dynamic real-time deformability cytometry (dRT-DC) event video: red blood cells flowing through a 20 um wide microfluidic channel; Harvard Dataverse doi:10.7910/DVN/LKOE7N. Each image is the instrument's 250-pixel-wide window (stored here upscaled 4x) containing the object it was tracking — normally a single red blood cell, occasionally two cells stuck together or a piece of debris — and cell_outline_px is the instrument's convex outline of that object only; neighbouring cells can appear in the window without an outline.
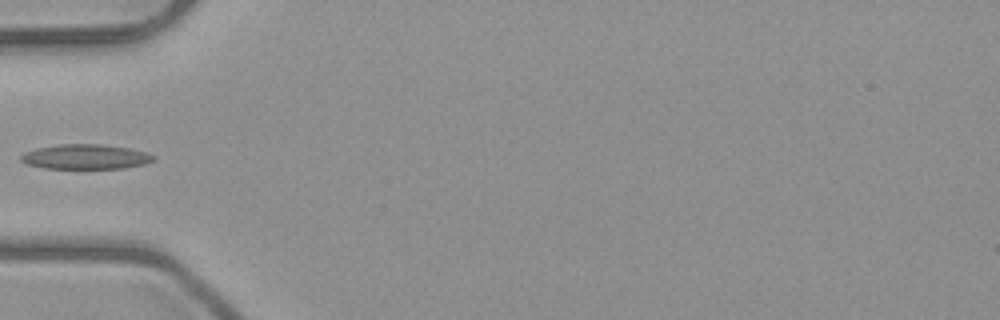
{"species": "common noctule bat (a hibernating species)", "species_latin": "Nyctalus noctula", "temperature_condition": "room temperature", "stored_images_in_passage": 4, "camera_frame_rate_fps": 3000, "um_per_image_px": 0.085, "animal": {"sex": "male", "body_mass_g": 23.1, "forearm_length_mm": 52.7}, "frame": {"image": 1, "passage_image": 2, "time_ms": 1.333, "image_size_px": [1000, 320], "cell_outline_px": [[156, 160], [144, 164], [124, 168], [44, 168], [24, 164], [20, 160], [20, 156], [24, 152], [36, 148], [60, 144], [100, 144], [132, 148], [156, 156]], "centroid_in_image_um": [7.26, 13.32], "position_along_channel_um": 77.7, "area_um2": 19.31}}
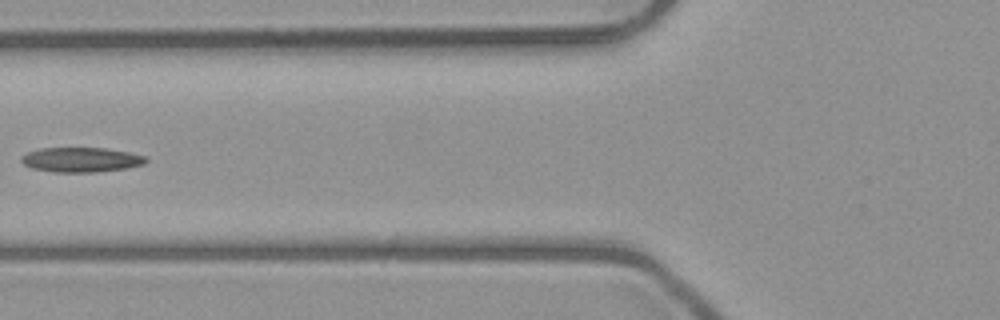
{"frame": {"image": 2, "passage_image": 3, "time_ms": 2.333, "image_size_px": [1000, 320], "cell_outline_px": [[148, 160], [144, 164], [124, 168], [96, 172], [52, 172], [32, 168], [24, 164], [20, 160], [28, 152], [40, 148], [108, 148], [148, 156]], "centroid_in_image_um": [6.92, 13.57], "position_along_channel_um": 118.9, "area_um2": 17.92}}
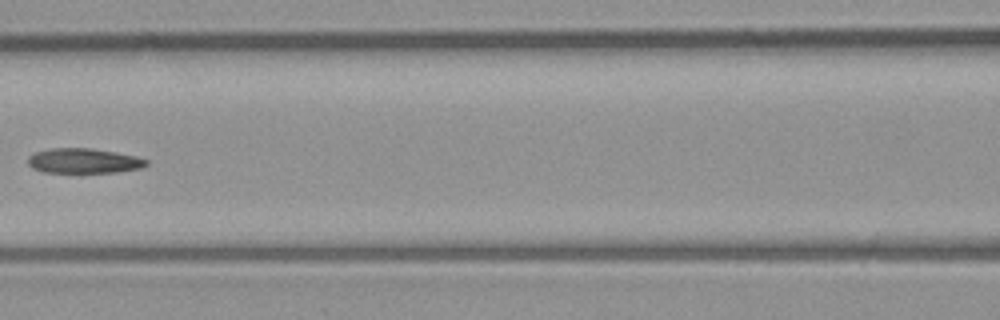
{"frame": {"image": 3, "passage_image": 4, "time_ms": 3.333, "image_size_px": [1000, 320], "cell_outline_px": [[148, 164], [140, 168], [116, 172], [44, 172], [32, 168], [28, 164], [28, 156], [36, 152], [52, 148], [88, 148], [116, 152], [136, 156], [148, 160]], "centroid_in_image_um": [7.11, 13.67], "position_along_channel_um": 159.5, "area_um2": 17.05}}